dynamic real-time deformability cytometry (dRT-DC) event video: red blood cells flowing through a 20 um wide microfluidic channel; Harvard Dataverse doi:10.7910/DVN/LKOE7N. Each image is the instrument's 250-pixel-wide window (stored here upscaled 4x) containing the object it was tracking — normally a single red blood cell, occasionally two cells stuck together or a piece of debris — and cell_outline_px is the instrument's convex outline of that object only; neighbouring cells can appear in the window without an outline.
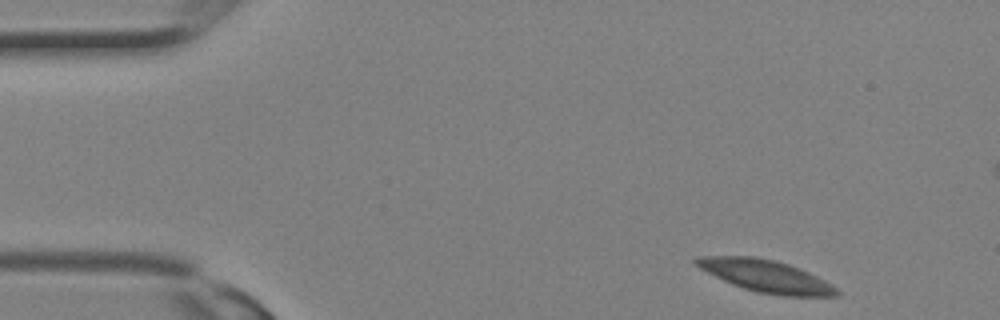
{"species": "Egyptian fruit bat (a non-hibernating species)", "species_latin": "Rousettus aegyptiacus", "temperature_condition": "room temperature", "stored_images_in_passage": 31, "camera_frame_rate_fps": 3000, "um_per_image_px": 0.085, "animal": {"sex": "female"}, "frame": {"image": 1, "passage_image": 1, "time_ms": 0.0, "image_size_px": [1000, 320], "cell_outline_px": [[840, 296], [780, 296], [756, 292], [732, 284], [692, 264], [692, 260], [696, 256], [756, 256], [776, 260], [800, 268], [832, 284], [840, 292]], "centroid_in_image_um": [65.1, 23.46], "position_along_channel_um": 19.9, "area_um2": 26.47}}
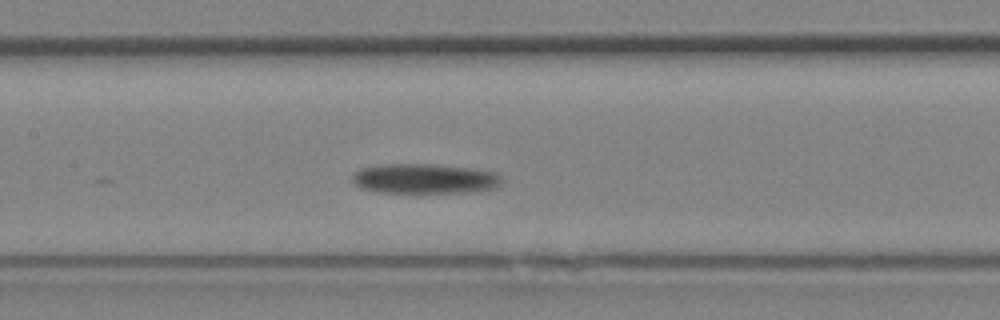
{"frame": {"image": 2, "passage_image": 13, "time_ms": 4.0, "image_size_px": [1000, 320], "cell_outline_px": [[504, 180], [496, 188], [480, 192], [380, 192], [360, 188], [352, 184], [352, 172], [360, 168], [384, 164], [436, 164], [472, 168], [496, 172]], "centroid_in_image_um": [36.1, 15.18], "position_along_channel_um": 171.3, "area_um2": 26.47}}
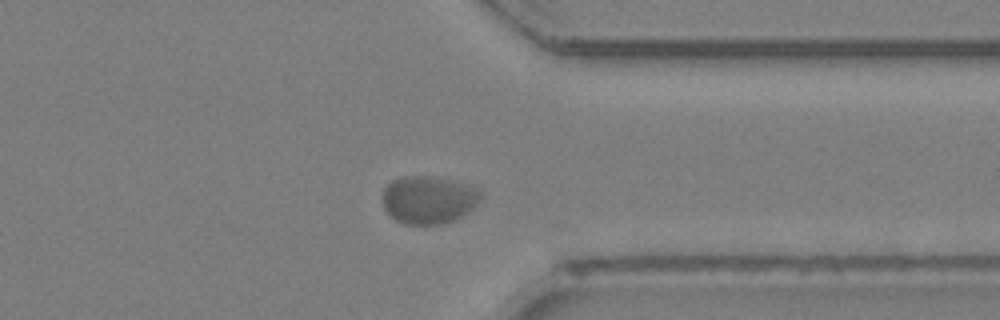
{"frame": {"image": 3, "passage_image": 23, "time_ms": 7.333, "image_size_px": [1000, 320], "cell_outline_px": [[484, 196], [468, 212], [444, 224], [404, 224], [396, 220], [384, 208], [384, 188], [392, 180], [404, 176], [424, 176], [448, 180], [464, 184], [476, 188]], "centroid_in_image_um": [36.42, 16.99], "position_along_channel_um": 375.0, "area_um2": 26.88}}